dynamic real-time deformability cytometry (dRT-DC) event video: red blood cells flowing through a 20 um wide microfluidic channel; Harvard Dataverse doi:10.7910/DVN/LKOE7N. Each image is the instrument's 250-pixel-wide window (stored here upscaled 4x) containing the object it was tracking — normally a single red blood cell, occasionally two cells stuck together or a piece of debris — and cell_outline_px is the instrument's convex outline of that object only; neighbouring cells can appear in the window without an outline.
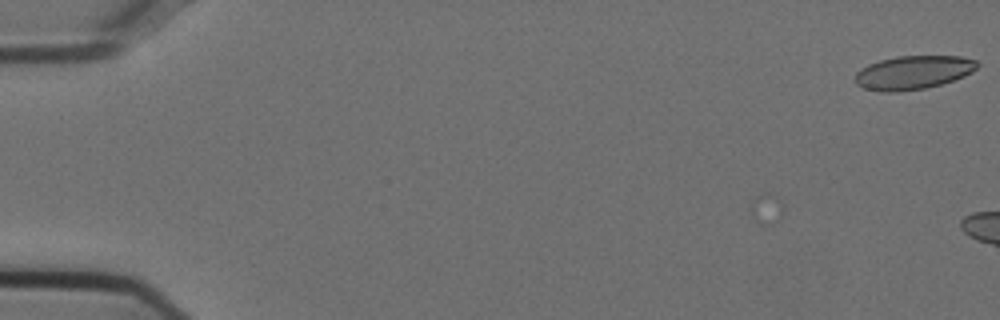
{"species": "Egyptian fruit bat (a non-hibernating species)", "species_latin": "Rousettus aegyptiacus", "temperature_condition": "cold", "stored_images_in_passage": 5, "camera_frame_rate_fps": 3000, "um_per_image_px": 0.085, "animal": {"sex": "female"}, "frame": {"image": 1, "passage_image": 5, "time_ms": 1.333, "image_size_px": [1000, 320], "cell_outline_px": [[980, 64], [972, 72], [964, 76], [940, 84], [924, 88], [896, 92], [884, 92], [864, 88], [856, 84], [856, 72], [860, 68], [868, 64], [880, 60], [896, 56], [960, 56], [976, 60]], "centroid_in_image_um": [77.61, 6.15], "position_along_channel_um": 7.4, "area_um2": 23.87}}